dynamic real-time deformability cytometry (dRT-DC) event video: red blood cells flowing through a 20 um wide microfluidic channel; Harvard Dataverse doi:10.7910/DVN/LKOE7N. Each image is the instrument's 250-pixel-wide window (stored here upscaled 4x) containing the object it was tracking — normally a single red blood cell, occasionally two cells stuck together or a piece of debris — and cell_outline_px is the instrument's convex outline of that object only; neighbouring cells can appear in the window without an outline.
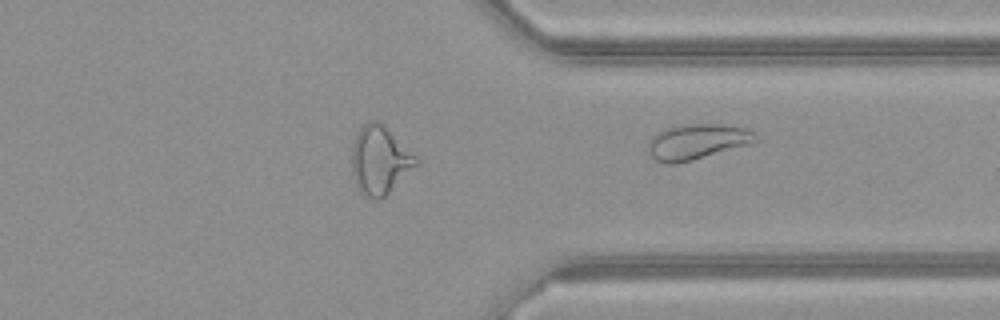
{"species": "common noctule bat (a hibernating species)", "species_latin": "Nyctalus noctula", "temperature_condition": "warm", "stored_images_in_passage": 39, "camera_frame_rate_fps": 3000, "um_per_image_px": 0.085, "animal": {"sex": "female", "body_mass_g": 21.9}, "frame": {"image": 1, "passage_image": 39, "time_ms": 12.667, "image_size_px": [1000, 320], "cell_outline_px": [[760, 140], [756, 144], [676, 164], [664, 164], [656, 160], [648, 152], [648, 140], [656, 132], [664, 128], [680, 124], [724, 124], [748, 128]], "centroid_in_image_um": [59.29, 12.04], "position_along_channel_um": 352.1, "area_um2": 22.89}}